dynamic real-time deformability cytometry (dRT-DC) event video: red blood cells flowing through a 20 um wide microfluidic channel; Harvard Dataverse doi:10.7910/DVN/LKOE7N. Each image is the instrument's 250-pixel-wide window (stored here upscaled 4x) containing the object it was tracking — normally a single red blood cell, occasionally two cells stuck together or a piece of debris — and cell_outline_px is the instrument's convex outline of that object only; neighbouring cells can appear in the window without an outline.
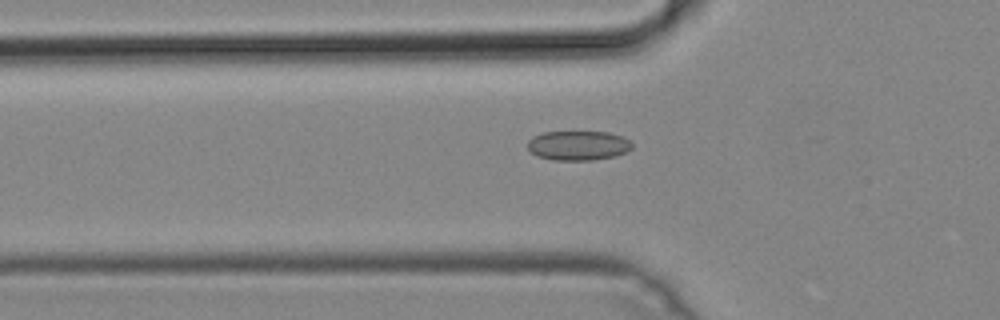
{"species": "common noctule bat (a hibernating species)", "species_latin": "Nyctalus noctula", "temperature_condition": "cold", "stored_images_in_passage": 27, "camera_frame_rate_fps": 3000, "um_per_image_px": 0.085, "animal": {"sex": "male", "body_mass_g": 19.2, "forearm_length_mm": 51.8}, "frame": {"image": 1, "passage_image": 13, "time_ms": 4.0, "image_size_px": [1000, 320], "cell_outline_px": [[632, 148], [628, 152], [616, 156], [592, 160], [552, 160], [536, 156], [528, 148], [528, 140], [532, 136], [544, 132], [608, 132], [624, 136], [632, 144]], "centroid_in_image_um": [49.16, 12.37], "position_along_channel_um": 76.6, "area_um2": 18.15}}
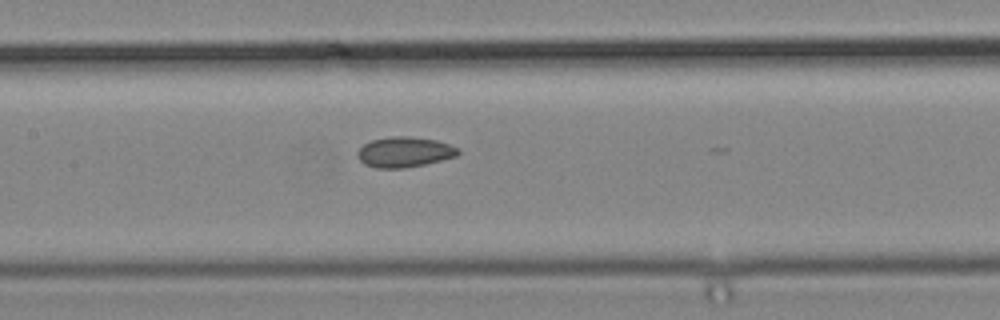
{"frame": {"image": 2, "passage_image": 20, "time_ms": 6.333, "image_size_px": [1000, 320], "cell_outline_px": [[460, 152], [456, 156], [424, 164], [404, 168], [376, 168], [364, 164], [356, 156], [356, 152], [364, 144], [372, 140], [388, 136], [408, 136], [436, 140], [460, 148]], "centroid_in_image_um": [34.35, 12.92], "position_along_channel_um": 173.0, "area_um2": 17.8}}
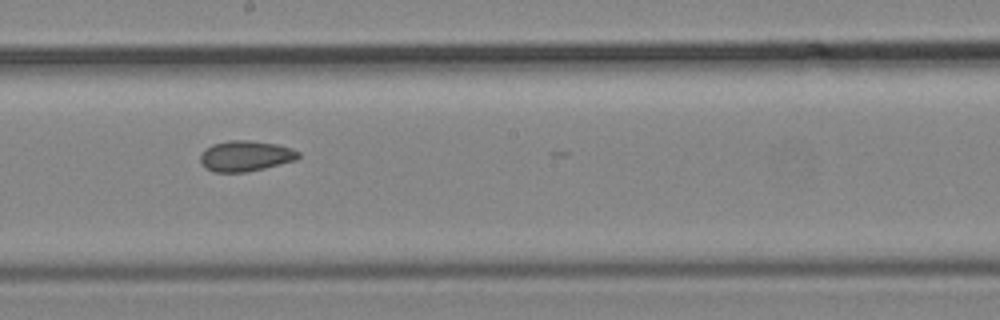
{"frame": {"image": 3, "passage_image": 24, "time_ms": 7.667, "image_size_px": [1000, 320], "cell_outline_px": [[300, 156], [296, 160], [264, 168], [244, 172], [212, 172], [204, 168], [200, 164], [200, 152], [204, 148], [212, 144], [228, 140], [248, 140], [276, 144], [292, 148], [300, 152]], "centroid_in_image_um": [20.82, 13.25], "position_along_channel_um": 227.4, "area_um2": 17.74}}